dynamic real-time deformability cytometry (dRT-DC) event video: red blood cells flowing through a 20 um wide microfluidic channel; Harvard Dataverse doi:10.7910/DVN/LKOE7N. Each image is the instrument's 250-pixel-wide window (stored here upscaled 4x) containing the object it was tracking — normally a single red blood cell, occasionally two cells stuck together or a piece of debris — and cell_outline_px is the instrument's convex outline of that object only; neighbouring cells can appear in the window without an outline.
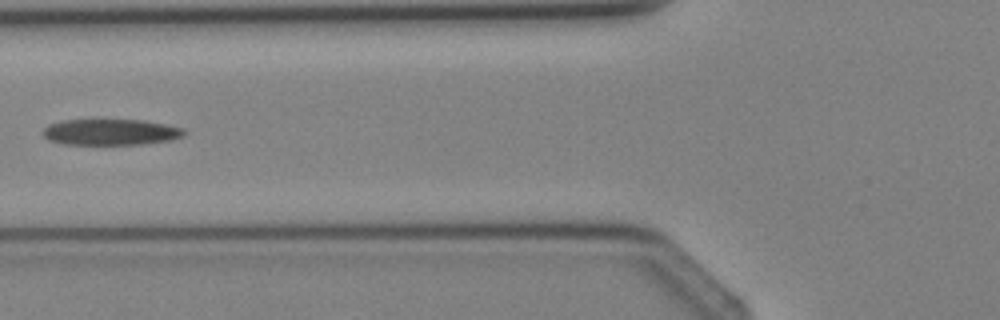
{"species": "Egyptian fruit bat (a non-hibernating species)", "species_latin": "Rousettus aegyptiacus", "temperature_condition": "cold", "stored_images_in_passage": 5, "camera_frame_rate_fps": 3000, "um_per_image_px": 0.085, "animal": {"sex": "female"}, "frame": {"image": 1, "passage_image": 5, "time_ms": 4.667, "image_size_px": [1000, 320], "cell_outline_px": [[184, 136], [168, 140], [140, 144], [64, 144], [48, 140], [44, 136], [44, 128], [48, 124], [64, 120], [144, 120], [184, 128]], "centroid_in_image_um": [9.39, 11.22], "position_along_channel_um": 116.4, "area_um2": 21.21}}